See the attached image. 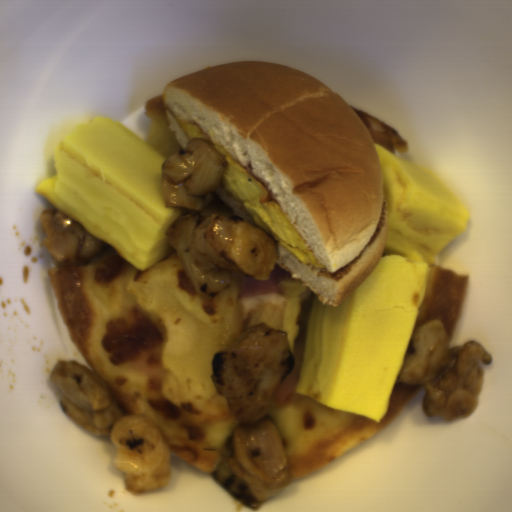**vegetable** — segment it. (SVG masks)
<instances>
[{
  "label": "vegetable",
  "mask_w": 512,
  "mask_h": 512,
  "mask_svg": "<svg viewBox=\"0 0 512 512\" xmlns=\"http://www.w3.org/2000/svg\"><path fill=\"white\" fill-rule=\"evenodd\" d=\"M227 164L214 143L193 136L160 165L164 206L203 211L206 196L220 185Z\"/></svg>",
  "instance_id": "obj_1"
},
{
  "label": "vegetable",
  "mask_w": 512,
  "mask_h": 512,
  "mask_svg": "<svg viewBox=\"0 0 512 512\" xmlns=\"http://www.w3.org/2000/svg\"><path fill=\"white\" fill-rule=\"evenodd\" d=\"M233 434L227 437L220 454V459L214 472L209 476L217 482L237 502L251 511L258 512L265 500L254 498L249 483L235 476L228 460L231 458Z\"/></svg>",
  "instance_id": "obj_2"
}]
</instances>
